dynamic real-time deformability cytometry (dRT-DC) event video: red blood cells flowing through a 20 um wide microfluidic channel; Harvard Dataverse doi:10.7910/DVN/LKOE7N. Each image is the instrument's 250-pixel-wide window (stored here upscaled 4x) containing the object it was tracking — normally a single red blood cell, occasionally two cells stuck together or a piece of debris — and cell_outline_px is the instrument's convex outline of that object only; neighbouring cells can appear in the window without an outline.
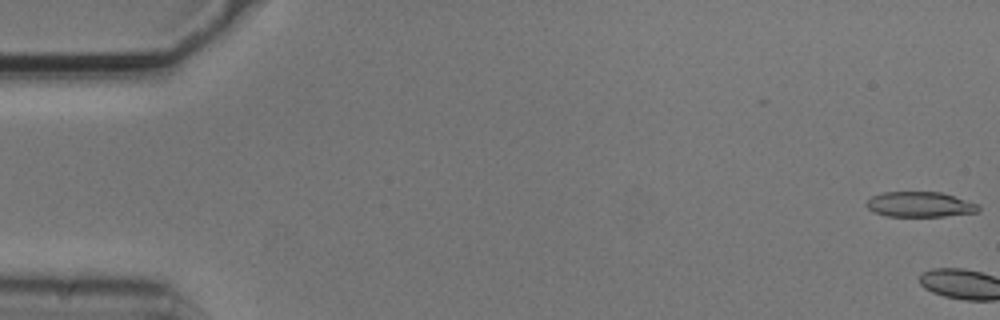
{"species": "common noctule bat (a hibernating species)", "species_latin": "Nyctalus noctula", "temperature_condition": "cold", "stored_images_in_passage": 4, "camera_frame_rate_fps": 3000, "um_per_image_px": 0.085, "animal": {"sex": "male", "body_mass_g": 20.5, "forearm_length_mm": 52.5}, "frame": {"image": 1, "passage_image": 1, "time_ms": 0.0, "image_size_px": [1000, 320], "cell_outline_px": [[980, 212], [944, 216], [888, 216], [872, 212], [864, 204], [872, 196], [884, 192], [940, 192], [980, 204]], "centroid_in_image_um": [78.2, 17.38], "position_along_channel_um": 6.8, "area_um2": 16.53}}